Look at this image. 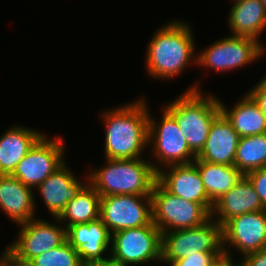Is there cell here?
<instances>
[{
    "label": "cell",
    "mask_w": 266,
    "mask_h": 266,
    "mask_svg": "<svg viewBox=\"0 0 266 266\" xmlns=\"http://www.w3.org/2000/svg\"><path fill=\"white\" fill-rule=\"evenodd\" d=\"M145 97L104 111L105 159H137L148 148V114Z\"/></svg>",
    "instance_id": "obj_1"
},
{
    "label": "cell",
    "mask_w": 266,
    "mask_h": 266,
    "mask_svg": "<svg viewBox=\"0 0 266 266\" xmlns=\"http://www.w3.org/2000/svg\"><path fill=\"white\" fill-rule=\"evenodd\" d=\"M191 29L188 23L179 20H172L157 29L147 45L145 56V70L151 78L171 79L184 72L192 61L196 65V44Z\"/></svg>",
    "instance_id": "obj_2"
},
{
    "label": "cell",
    "mask_w": 266,
    "mask_h": 266,
    "mask_svg": "<svg viewBox=\"0 0 266 266\" xmlns=\"http://www.w3.org/2000/svg\"><path fill=\"white\" fill-rule=\"evenodd\" d=\"M105 167L91 170L88 183L100 197L111 195H151L157 181L152 161L137 159H105Z\"/></svg>",
    "instance_id": "obj_3"
},
{
    "label": "cell",
    "mask_w": 266,
    "mask_h": 266,
    "mask_svg": "<svg viewBox=\"0 0 266 266\" xmlns=\"http://www.w3.org/2000/svg\"><path fill=\"white\" fill-rule=\"evenodd\" d=\"M198 84H191L187 91L164 106L175 118L186 143L196 156L205 145L213 120L221 113L220 98L202 94Z\"/></svg>",
    "instance_id": "obj_4"
},
{
    "label": "cell",
    "mask_w": 266,
    "mask_h": 266,
    "mask_svg": "<svg viewBox=\"0 0 266 266\" xmlns=\"http://www.w3.org/2000/svg\"><path fill=\"white\" fill-rule=\"evenodd\" d=\"M151 201L152 222L161 233L197 227L211 218L202 204L171 194L158 181L153 186Z\"/></svg>",
    "instance_id": "obj_5"
},
{
    "label": "cell",
    "mask_w": 266,
    "mask_h": 266,
    "mask_svg": "<svg viewBox=\"0 0 266 266\" xmlns=\"http://www.w3.org/2000/svg\"><path fill=\"white\" fill-rule=\"evenodd\" d=\"M161 115L158 123L150 112L148 114V146L153 145L151 152L156 161L152 162L154 170L158 172L162 167L193 163L196 155L186 143L175 118L164 107ZM157 162L160 163L158 166Z\"/></svg>",
    "instance_id": "obj_6"
},
{
    "label": "cell",
    "mask_w": 266,
    "mask_h": 266,
    "mask_svg": "<svg viewBox=\"0 0 266 266\" xmlns=\"http://www.w3.org/2000/svg\"><path fill=\"white\" fill-rule=\"evenodd\" d=\"M198 252H223L222 226L212 217L197 227L162 232L161 262H172Z\"/></svg>",
    "instance_id": "obj_7"
},
{
    "label": "cell",
    "mask_w": 266,
    "mask_h": 266,
    "mask_svg": "<svg viewBox=\"0 0 266 266\" xmlns=\"http://www.w3.org/2000/svg\"><path fill=\"white\" fill-rule=\"evenodd\" d=\"M265 52V46L255 38L227 36L216 40L212 45L199 52L197 66L226 73L254 63Z\"/></svg>",
    "instance_id": "obj_8"
},
{
    "label": "cell",
    "mask_w": 266,
    "mask_h": 266,
    "mask_svg": "<svg viewBox=\"0 0 266 266\" xmlns=\"http://www.w3.org/2000/svg\"><path fill=\"white\" fill-rule=\"evenodd\" d=\"M162 233L150 225L119 230L112 234L110 256L125 265L161 261Z\"/></svg>",
    "instance_id": "obj_9"
},
{
    "label": "cell",
    "mask_w": 266,
    "mask_h": 266,
    "mask_svg": "<svg viewBox=\"0 0 266 266\" xmlns=\"http://www.w3.org/2000/svg\"><path fill=\"white\" fill-rule=\"evenodd\" d=\"M64 145L61 136L50 139L44 134L17 164L11 175L28 187L37 188L65 162Z\"/></svg>",
    "instance_id": "obj_10"
},
{
    "label": "cell",
    "mask_w": 266,
    "mask_h": 266,
    "mask_svg": "<svg viewBox=\"0 0 266 266\" xmlns=\"http://www.w3.org/2000/svg\"><path fill=\"white\" fill-rule=\"evenodd\" d=\"M100 219L113 234L152 223L151 195H111L101 197Z\"/></svg>",
    "instance_id": "obj_11"
},
{
    "label": "cell",
    "mask_w": 266,
    "mask_h": 266,
    "mask_svg": "<svg viewBox=\"0 0 266 266\" xmlns=\"http://www.w3.org/2000/svg\"><path fill=\"white\" fill-rule=\"evenodd\" d=\"M17 239L7 248L18 258L32 260L48 250L59 247L67 240L66 227L44 219H31L18 225ZM64 226V227H63Z\"/></svg>",
    "instance_id": "obj_12"
},
{
    "label": "cell",
    "mask_w": 266,
    "mask_h": 266,
    "mask_svg": "<svg viewBox=\"0 0 266 266\" xmlns=\"http://www.w3.org/2000/svg\"><path fill=\"white\" fill-rule=\"evenodd\" d=\"M222 235L223 252L228 254L231 246L242 256L266 249V209L231 218L222 226Z\"/></svg>",
    "instance_id": "obj_13"
},
{
    "label": "cell",
    "mask_w": 266,
    "mask_h": 266,
    "mask_svg": "<svg viewBox=\"0 0 266 266\" xmlns=\"http://www.w3.org/2000/svg\"><path fill=\"white\" fill-rule=\"evenodd\" d=\"M167 170V171H166ZM157 181L171 194L202 204L210 213L213 203L194 163L170 165L157 172Z\"/></svg>",
    "instance_id": "obj_14"
},
{
    "label": "cell",
    "mask_w": 266,
    "mask_h": 266,
    "mask_svg": "<svg viewBox=\"0 0 266 266\" xmlns=\"http://www.w3.org/2000/svg\"><path fill=\"white\" fill-rule=\"evenodd\" d=\"M67 241L76 250L82 263L87 266L108 258L112 234L98 218L89 223L71 225L66 229Z\"/></svg>",
    "instance_id": "obj_15"
},
{
    "label": "cell",
    "mask_w": 266,
    "mask_h": 266,
    "mask_svg": "<svg viewBox=\"0 0 266 266\" xmlns=\"http://www.w3.org/2000/svg\"><path fill=\"white\" fill-rule=\"evenodd\" d=\"M76 177L64 162L37 187L43 204L54 218H58L67 203L88 184V175L85 176L87 181H83L84 183Z\"/></svg>",
    "instance_id": "obj_16"
},
{
    "label": "cell",
    "mask_w": 266,
    "mask_h": 266,
    "mask_svg": "<svg viewBox=\"0 0 266 266\" xmlns=\"http://www.w3.org/2000/svg\"><path fill=\"white\" fill-rule=\"evenodd\" d=\"M240 136L231 123L220 113L212 122L205 145L196 156L198 160L234 165V158Z\"/></svg>",
    "instance_id": "obj_17"
},
{
    "label": "cell",
    "mask_w": 266,
    "mask_h": 266,
    "mask_svg": "<svg viewBox=\"0 0 266 266\" xmlns=\"http://www.w3.org/2000/svg\"><path fill=\"white\" fill-rule=\"evenodd\" d=\"M33 191L12 175L0 174V208L15 224L36 218Z\"/></svg>",
    "instance_id": "obj_18"
},
{
    "label": "cell",
    "mask_w": 266,
    "mask_h": 266,
    "mask_svg": "<svg viewBox=\"0 0 266 266\" xmlns=\"http://www.w3.org/2000/svg\"><path fill=\"white\" fill-rule=\"evenodd\" d=\"M265 209L252 184L243 176L234 187L214 203L211 217L223 226L235 216Z\"/></svg>",
    "instance_id": "obj_19"
},
{
    "label": "cell",
    "mask_w": 266,
    "mask_h": 266,
    "mask_svg": "<svg viewBox=\"0 0 266 266\" xmlns=\"http://www.w3.org/2000/svg\"><path fill=\"white\" fill-rule=\"evenodd\" d=\"M44 134L23 126H11L0 137V174L11 175L17 164Z\"/></svg>",
    "instance_id": "obj_20"
},
{
    "label": "cell",
    "mask_w": 266,
    "mask_h": 266,
    "mask_svg": "<svg viewBox=\"0 0 266 266\" xmlns=\"http://www.w3.org/2000/svg\"><path fill=\"white\" fill-rule=\"evenodd\" d=\"M228 14L232 36L251 37L260 41L259 35L266 30V6L260 0L236 1Z\"/></svg>",
    "instance_id": "obj_21"
},
{
    "label": "cell",
    "mask_w": 266,
    "mask_h": 266,
    "mask_svg": "<svg viewBox=\"0 0 266 266\" xmlns=\"http://www.w3.org/2000/svg\"><path fill=\"white\" fill-rule=\"evenodd\" d=\"M239 100L231 109H228L222 100L219 101L221 113L237 134L240 137H248L266 133V117L254 100L247 93Z\"/></svg>",
    "instance_id": "obj_22"
},
{
    "label": "cell",
    "mask_w": 266,
    "mask_h": 266,
    "mask_svg": "<svg viewBox=\"0 0 266 266\" xmlns=\"http://www.w3.org/2000/svg\"><path fill=\"white\" fill-rule=\"evenodd\" d=\"M203 181L207 196L214 204L244 176L234 165H224L198 160L193 162Z\"/></svg>",
    "instance_id": "obj_23"
},
{
    "label": "cell",
    "mask_w": 266,
    "mask_h": 266,
    "mask_svg": "<svg viewBox=\"0 0 266 266\" xmlns=\"http://www.w3.org/2000/svg\"><path fill=\"white\" fill-rule=\"evenodd\" d=\"M101 197L88 183L80 193L66 205L64 211L56 219L64 224L66 229L71 225L89 223L100 218Z\"/></svg>",
    "instance_id": "obj_24"
},
{
    "label": "cell",
    "mask_w": 266,
    "mask_h": 266,
    "mask_svg": "<svg viewBox=\"0 0 266 266\" xmlns=\"http://www.w3.org/2000/svg\"><path fill=\"white\" fill-rule=\"evenodd\" d=\"M234 166L243 174L266 167V133L240 137Z\"/></svg>",
    "instance_id": "obj_25"
},
{
    "label": "cell",
    "mask_w": 266,
    "mask_h": 266,
    "mask_svg": "<svg viewBox=\"0 0 266 266\" xmlns=\"http://www.w3.org/2000/svg\"><path fill=\"white\" fill-rule=\"evenodd\" d=\"M31 261L36 266H85L67 240L59 247L48 250Z\"/></svg>",
    "instance_id": "obj_26"
},
{
    "label": "cell",
    "mask_w": 266,
    "mask_h": 266,
    "mask_svg": "<svg viewBox=\"0 0 266 266\" xmlns=\"http://www.w3.org/2000/svg\"><path fill=\"white\" fill-rule=\"evenodd\" d=\"M222 252H198L182 259L166 262L169 266H210L217 255Z\"/></svg>",
    "instance_id": "obj_27"
},
{
    "label": "cell",
    "mask_w": 266,
    "mask_h": 266,
    "mask_svg": "<svg viewBox=\"0 0 266 266\" xmlns=\"http://www.w3.org/2000/svg\"><path fill=\"white\" fill-rule=\"evenodd\" d=\"M244 176L250 181L262 205L266 208V167L253 170Z\"/></svg>",
    "instance_id": "obj_28"
},
{
    "label": "cell",
    "mask_w": 266,
    "mask_h": 266,
    "mask_svg": "<svg viewBox=\"0 0 266 266\" xmlns=\"http://www.w3.org/2000/svg\"><path fill=\"white\" fill-rule=\"evenodd\" d=\"M241 259L240 266H266V249L246 254Z\"/></svg>",
    "instance_id": "obj_29"
},
{
    "label": "cell",
    "mask_w": 266,
    "mask_h": 266,
    "mask_svg": "<svg viewBox=\"0 0 266 266\" xmlns=\"http://www.w3.org/2000/svg\"><path fill=\"white\" fill-rule=\"evenodd\" d=\"M251 89L246 93L254 100L266 117V91H264L258 84Z\"/></svg>",
    "instance_id": "obj_30"
},
{
    "label": "cell",
    "mask_w": 266,
    "mask_h": 266,
    "mask_svg": "<svg viewBox=\"0 0 266 266\" xmlns=\"http://www.w3.org/2000/svg\"><path fill=\"white\" fill-rule=\"evenodd\" d=\"M0 256L10 265V266H36L31 260H24L16 257L7 247L0 254Z\"/></svg>",
    "instance_id": "obj_31"
},
{
    "label": "cell",
    "mask_w": 266,
    "mask_h": 266,
    "mask_svg": "<svg viewBox=\"0 0 266 266\" xmlns=\"http://www.w3.org/2000/svg\"><path fill=\"white\" fill-rule=\"evenodd\" d=\"M231 253L222 252L211 262L210 266H240V262L233 261Z\"/></svg>",
    "instance_id": "obj_32"
},
{
    "label": "cell",
    "mask_w": 266,
    "mask_h": 266,
    "mask_svg": "<svg viewBox=\"0 0 266 266\" xmlns=\"http://www.w3.org/2000/svg\"><path fill=\"white\" fill-rule=\"evenodd\" d=\"M87 266H128V265H125L122 262H119L110 256L104 260L91 263Z\"/></svg>",
    "instance_id": "obj_33"
},
{
    "label": "cell",
    "mask_w": 266,
    "mask_h": 266,
    "mask_svg": "<svg viewBox=\"0 0 266 266\" xmlns=\"http://www.w3.org/2000/svg\"><path fill=\"white\" fill-rule=\"evenodd\" d=\"M258 85L266 91V75L261 78V80L258 82Z\"/></svg>",
    "instance_id": "obj_34"
},
{
    "label": "cell",
    "mask_w": 266,
    "mask_h": 266,
    "mask_svg": "<svg viewBox=\"0 0 266 266\" xmlns=\"http://www.w3.org/2000/svg\"><path fill=\"white\" fill-rule=\"evenodd\" d=\"M0 266H10V265L0 256Z\"/></svg>",
    "instance_id": "obj_35"
},
{
    "label": "cell",
    "mask_w": 266,
    "mask_h": 266,
    "mask_svg": "<svg viewBox=\"0 0 266 266\" xmlns=\"http://www.w3.org/2000/svg\"><path fill=\"white\" fill-rule=\"evenodd\" d=\"M266 6V0H260Z\"/></svg>",
    "instance_id": "obj_36"
}]
</instances>
